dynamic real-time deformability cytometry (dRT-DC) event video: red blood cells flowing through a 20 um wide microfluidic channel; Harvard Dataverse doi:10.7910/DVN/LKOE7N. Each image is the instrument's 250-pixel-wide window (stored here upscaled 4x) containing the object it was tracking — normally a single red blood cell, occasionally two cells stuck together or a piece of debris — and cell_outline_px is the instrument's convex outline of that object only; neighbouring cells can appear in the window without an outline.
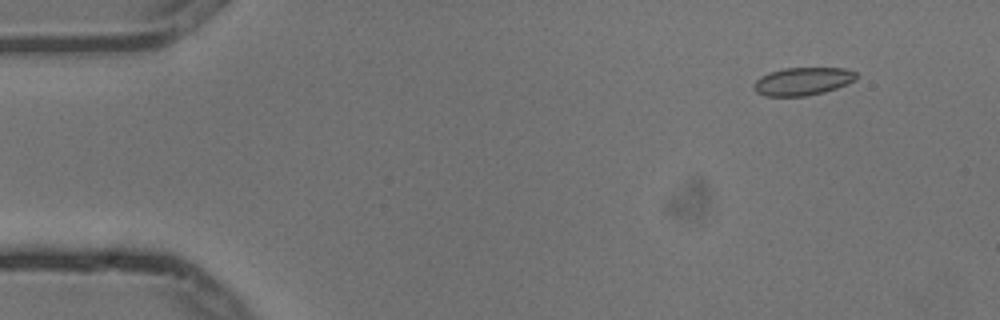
{"species": "common noctule bat (a hibernating species)", "species_latin": "Nyctalus noctula", "temperature_condition": "cold", "stored_images_in_passage": 5, "camera_frame_rate_fps": 3000, "um_per_image_px": 0.085, "animal": {"sex": "male", "body_mass_g": 13.3}, "frame": {"image": 1, "passage_image": 2, "time_ms": 0.333, "image_size_px": [1000, 320], "cell_outline_px": [[856, 80], [848, 84], [824, 92], [804, 96], [764, 96], [756, 92], [752, 88], [752, 84], [760, 76], [784, 68], [844, 68], [856, 72]], "centroid_in_image_um": [68.21, 6.92], "position_along_channel_um": 16.8, "area_um2": 16.7}}